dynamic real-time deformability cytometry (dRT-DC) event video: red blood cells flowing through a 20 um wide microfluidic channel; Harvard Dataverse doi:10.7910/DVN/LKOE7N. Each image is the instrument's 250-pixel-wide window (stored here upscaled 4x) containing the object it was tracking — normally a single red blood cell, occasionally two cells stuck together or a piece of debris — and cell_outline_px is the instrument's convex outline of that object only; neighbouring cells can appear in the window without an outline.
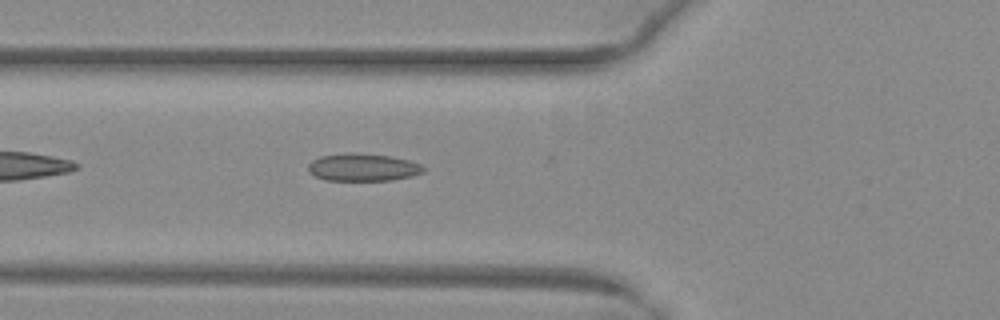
{"species": "common noctule bat (a hibernating species)", "species_latin": "Nyctalus noctula", "temperature_condition": "warm", "stored_images_in_passage": 27, "camera_frame_rate_fps": 3000, "um_per_image_px": 0.085, "animal": {"sex": "female", "body_mass_g": 29.2, "forearm_length_mm": 56.3}, "frame": {"image": 1, "passage_image": 5, "time_ms": 1.333, "image_size_px": [1000, 320], "cell_outline_px": [[428, 168], [424, 172], [412, 176], [392, 180], [324, 180], [308, 172], [308, 164], [312, 160], [320, 156], [344, 152], [352, 152], [392, 156], [408, 160], [420, 164]], "centroid_in_image_um": [30.85, 14.21], "position_along_channel_um": 94.9, "area_um2": 18.79}}
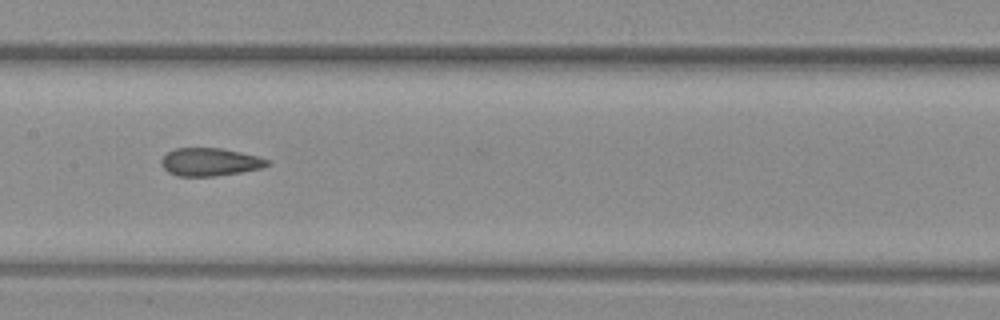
{"frame": {"image": 2, "passage_image": 12, "time_ms": 3.667, "image_size_px": [1000, 320], "cell_outline_px": [[268, 164], [260, 168], [240, 172], [216, 176], [176, 176], [168, 172], [160, 164], [160, 160], [168, 152], [176, 148], [220, 148], [240, 152], [256, 156], [268, 160]], "centroid_in_image_um": [17.78, 13.77], "position_along_channel_um": 189.6, "area_um2": 17.05}}
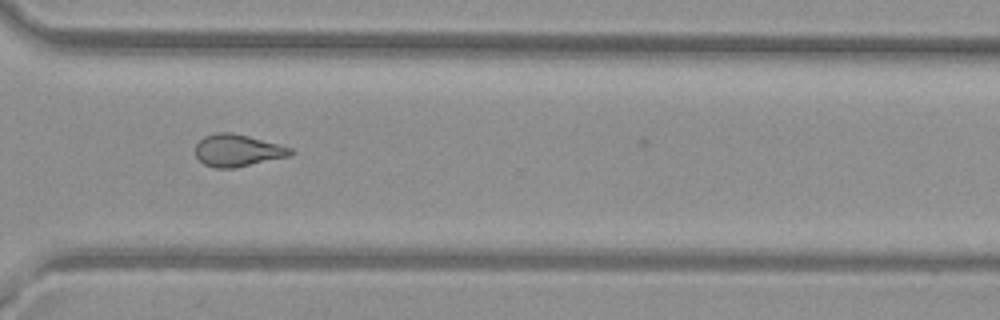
{"frame": {"image": 3, "passage_image": 24, "time_ms": 7.667, "image_size_px": [1000, 320], "cell_outline_px": [[296, 152], [292, 156], [236, 168], [216, 168], [204, 164], [196, 156], [196, 144], [204, 136], [216, 132], [232, 132], [280, 144], [292, 148]], "centroid_in_image_um": [20.25, 12.79], "position_along_channel_um": 350.4, "area_um2": 18.09}}